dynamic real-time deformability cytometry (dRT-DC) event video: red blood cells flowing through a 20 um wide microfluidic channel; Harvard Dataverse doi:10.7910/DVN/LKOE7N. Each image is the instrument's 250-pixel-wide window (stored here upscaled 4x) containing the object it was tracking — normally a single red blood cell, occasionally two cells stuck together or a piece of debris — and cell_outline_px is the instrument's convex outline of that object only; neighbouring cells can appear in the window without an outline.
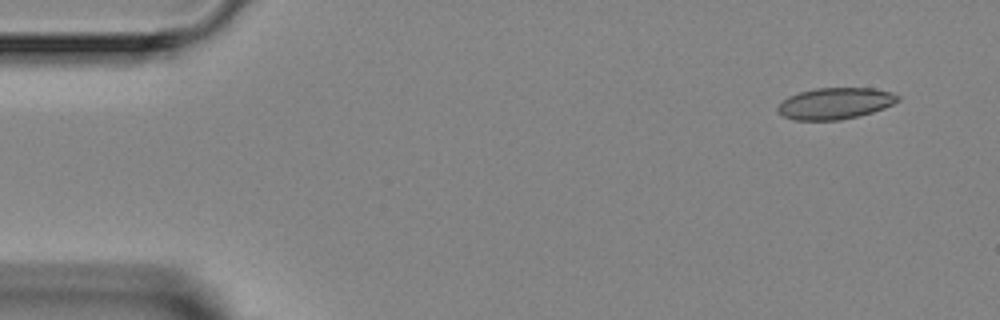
{"species": "Egyptian fruit bat (a non-hibernating species)", "species_latin": "Rousettus aegyptiacus", "temperature_condition": "room temperature", "stored_images_in_passage": 5, "segment_of_instrument_passage": [1, 2], "camera_frame_rate_fps": 3000, "um_per_image_px": 0.085, "animal": {"sex": "female"}, "frame": {"image": 1, "passage_image": 1, "time_ms": 0.0, "image_size_px": [1000, 320], "cell_outline_px": [[900, 100], [884, 108], [860, 116], [840, 120], [796, 120], [784, 116], [776, 112], [776, 108], [788, 96], [800, 92], [816, 88], [872, 88], [892, 92], [900, 96]], "centroid_in_image_um": [71.0, 8.79], "position_along_channel_um": 14.0, "area_um2": 22.02}}
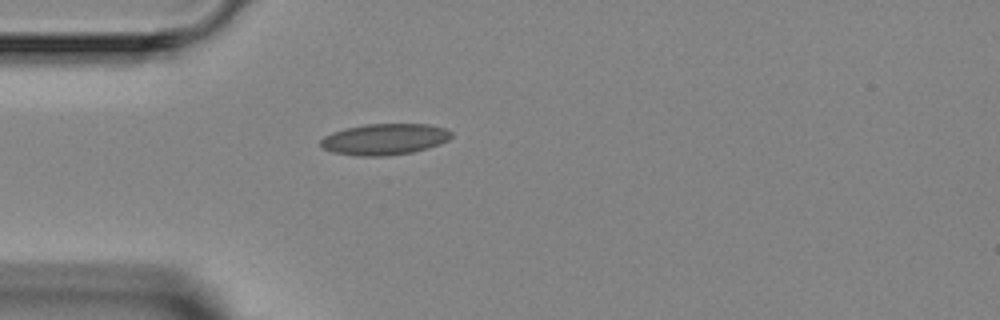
{"frame": {"image": 2, "passage_image": 4, "time_ms": 3.333, "image_size_px": [1000, 320], "cell_outline_px": [[452, 136], [448, 140], [440, 144], [428, 148], [412, 152], [384, 156], [356, 156], [332, 152], [324, 148], [320, 144], [320, 140], [324, 136], [332, 132], [344, 128], [364, 124], [428, 124], [444, 128], [452, 132]], "centroid_in_image_um": [32.68, 11.83], "position_along_channel_um": 52.3, "area_um2": 23.87}}